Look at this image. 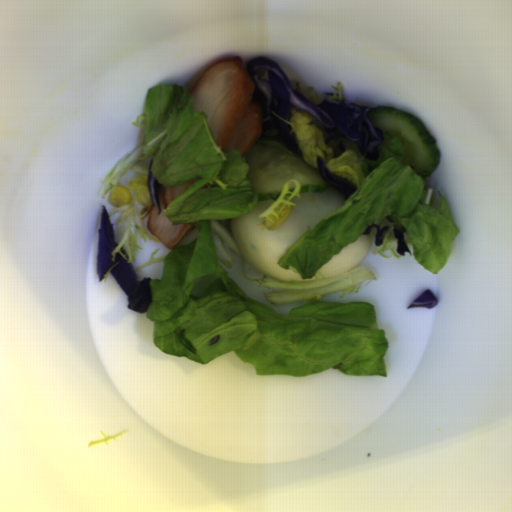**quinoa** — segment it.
<instances>
[{"instance_id": "2", "label": "quinoa", "mask_w": 512, "mask_h": 512, "mask_svg": "<svg viewBox=\"0 0 512 512\" xmlns=\"http://www.w3.org/2000/svg\"><path fill=\"white\" fill-rule=\"evenodd\" d=\"M285 211V214L281 215V217L278 219L276 216L269 215V218L273 219L274 223H269L266 219L263 220L262 223L257 224L259 227L266 228L268 231L272 230L274 228H277L279 225H281L285 219L288 217L289 212L291 210L290 206L286 204L285 208H283Z\"/></svg>"}, {"instance_id": "1", "label": "quinoa", "mask_w": 512, "mask_h": 512, "mask_svg": "<svg viewBox=\"0 0 512 512\" xmlns=\"http://www.w3.org/2000/svg\"><path fill=\"white\" fill-rule=\"evenodd\" d=\"M149 175H143L137 179H131L129 188L136 197L137 201L143 206H149L152 209V200L148 189Z\"/></svg>"}]
</instances>
